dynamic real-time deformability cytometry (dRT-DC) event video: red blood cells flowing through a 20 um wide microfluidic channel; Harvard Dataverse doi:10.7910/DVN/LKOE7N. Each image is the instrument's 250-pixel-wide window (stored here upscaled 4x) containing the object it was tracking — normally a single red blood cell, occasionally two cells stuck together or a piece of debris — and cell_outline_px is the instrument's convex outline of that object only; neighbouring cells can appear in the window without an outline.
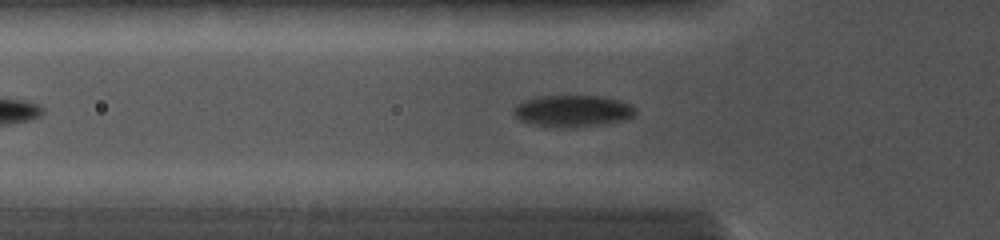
{"species": "common noctule bat (a hibernating species)", "species_latin": "Nyctalus noctula", "temperature_condition": "cold", "stored_images_in_passage": 13, "camera_frame_rate_fps": 5000, "um_per_image_px": 0.085, "animal": {"sex": "female", "body_mass_g": 19.0, "forearm_length_mm": 56.7}, "frame": {"image": 1, "passage_image": 6, "time_ms": 2.6, "image_size_px": [1000, 240], "cell_outline_px": [[636, 112], [632, 116], [624, 120], [600, 124], [560, 128], [532, 124], [520, 120], [512, 116], [512, 108], [516, 104], [524, 100], [536, 96], [604, 96], [620, 100], [632, 104], [636, 108]], "centroid_in_image_um": [48.63, 9.42], "position_along_channel_um": 77.2, "area_um2": 22.72}}
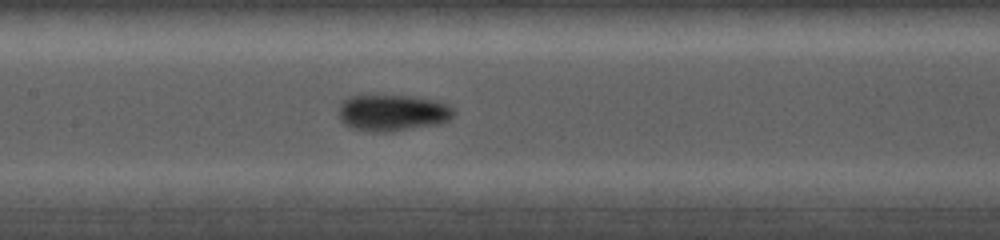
{"frame": {"image": 2, "passage_image": 10, "time_ms": 4.8, "image_size_px": [1000, 240], "cell_outline_px": [[452, 116], [448, 120], [440, 124], [392, 132], [372, 132], [352, 128], [344, 124], [340, 120], [340, 104], [348, 96], [412, 96], [436, 100], [448, 104], [452, 108]], "centroid_in_image_um": [33.37, 9.6], "position_along_channel_um": 174.0, "area_um2": 24.45}}
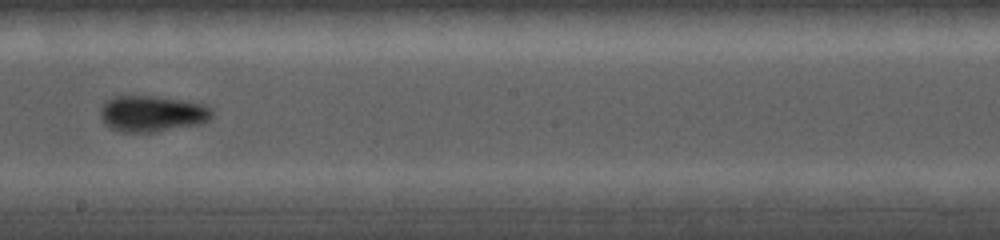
{"frame": {"image": 3, "passage_image": 13, "time_ms": 6.2, "image_size_px": [1000, 240], "cell_outline_px": [[216, 112], [208, 120], [200, 124], [152, 132], [124, 132], [112, 128], [104, 124], [100, 116], [100, 108], [104, 100], [116, 96], [156, 96], [184, 100], [204, 104]], "centroid_in_image_um": [12.92, 9.65], "position_along_channel_um": 235.3, "area_um2": 23.7}}